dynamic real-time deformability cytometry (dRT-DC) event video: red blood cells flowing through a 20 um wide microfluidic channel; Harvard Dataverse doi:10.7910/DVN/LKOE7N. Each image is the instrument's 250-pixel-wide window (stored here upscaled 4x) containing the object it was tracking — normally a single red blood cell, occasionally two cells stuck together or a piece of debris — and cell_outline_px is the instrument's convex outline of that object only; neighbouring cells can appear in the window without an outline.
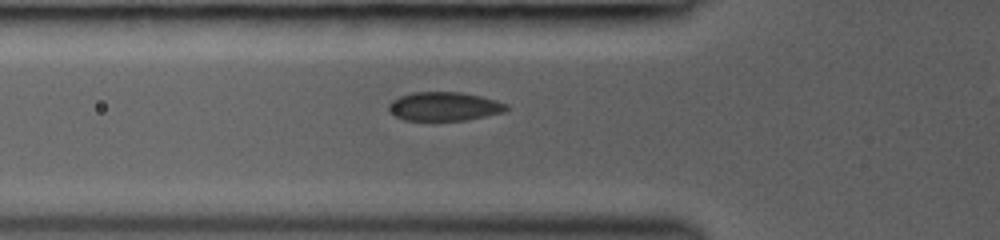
{"species": "common noctule bat (a hibernating species)", "species_latin": "Nyctalus noctula", "temperature_condition": "room temperature", "stored_images_in_passage": 27, "camera_frame_rate_fps": 3000, "um_per_image_px": 0.085, "animal": {"sex": "female", "body_mass_g": 19.0, "forearm_length_mm": 53.3}, "frame": {"image": 1, "passage_image": 2, "time_ms": 0.333, "image_size_px": [1000, 240], "cell_outline_px": [[508, 108], [504, 112], [468, 120], [404, 120], [388, 112], [388, 104], [392, 100], [400, 96], [412, 92], [460, 92], [480, 96], [496, 100], [508, 104]], "centroid_in_image_um": [37.75, 9.04], "position_along_channel_um": 88.1, "area_um2": 19.83}}
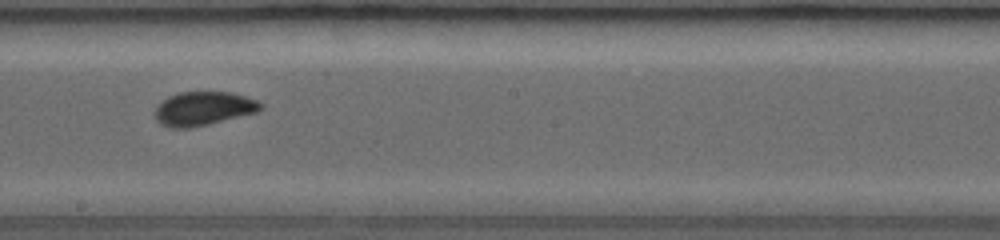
{"frame": {"image": 2, "passage_image": 12, "time_ms": 3.667, "image_size_px": [1000, 240], "cell_outline_px": [[264, 108], [256, 112], [208, 124], [188, 128], [172, 128], [160, 124], [156, 120], [156, 104], [168, 96], [180, 92], [232, 92], [256, 100], [264, 104]], "centroid_in_image_um": [17.28, 9.22], "position_along_channel_um": 230.9, "area_um2": 20.81}}
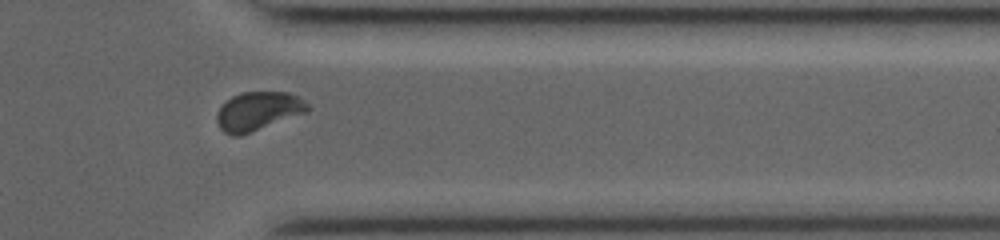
{"frame": {"image": 3, "passage_image": 23, "time_ms": 7.333, "image_size_px": [1000, 240], "cell_outline_px": [[312, 108], [308, 112], [240, 136], [232, 136], [224, 132], [220, 128], [216, 120], [216, 112], [232, 96], [240, 92], [288, 92], [304, 100]], "centroid_in_image_um": [21.95, 9.45], "position_along_channel_um": 389.4, "area_um2": 20.58}}